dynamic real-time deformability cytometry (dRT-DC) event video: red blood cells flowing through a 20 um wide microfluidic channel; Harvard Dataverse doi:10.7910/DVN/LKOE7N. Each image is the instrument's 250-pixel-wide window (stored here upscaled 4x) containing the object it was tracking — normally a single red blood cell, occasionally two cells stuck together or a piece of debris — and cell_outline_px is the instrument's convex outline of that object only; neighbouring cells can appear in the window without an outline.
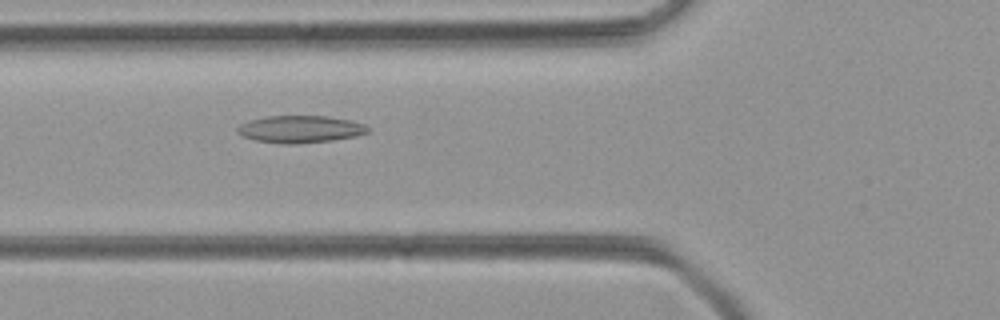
{"species": "common noctule bat (a hibernating species)", "species_latin": "Nyctalus noctula", "temperature_condition": "room temperature", "stored_images_in_passage": 42, "camera_frame_rate_fps": 3000, "um_per_image_px": 0.085, "animal": {"sex": "female", "body_mass_g": 21.9}, "frame": {"image": 1, "passage_image": 11, "time_ms": 3.333, "image_size_px": [1000, 320], "cell_outline_px": [[372, 128], [368, 132], [356, 136], [332, 140], [296, 144], [284, 144], [256, 140], [244, 136], [236, 132], [236, 128], [240, 124], [248, 120], [264, 116], [328, 116], [348, 120], [364, 124]], "centroid_in_image_um": [25.51, 10.97], "position_along_channel_um": 100.3, "area_um2": 20.75}}
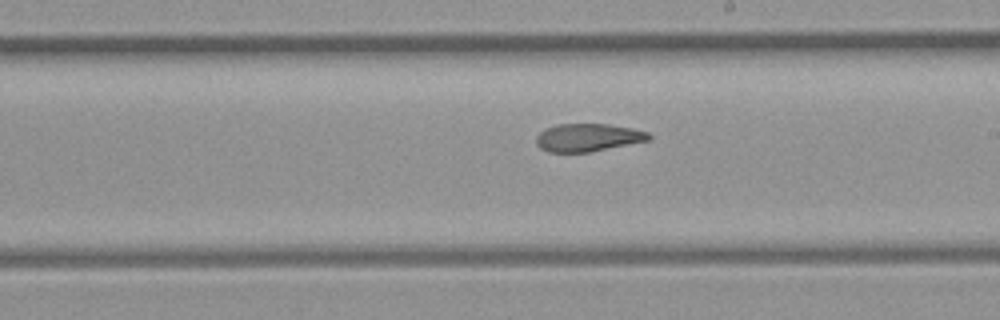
{"frame": {"image": 2, "passage_image": 21, "time_ms": 6.667, "image_size_px": [1000, 320], "cell_outline_px": [[652, 140], [588, 152], [548, 152], [540, 148], [536, 144], [536, 136], [544, 128], [556, 124], [608, 124], [632, 128], [648, 132], [652, 136]], "centroid_in_image_um": [49.97, 11.68], "position_along_channel_um": 239.0, "area_um2": 18.44}}
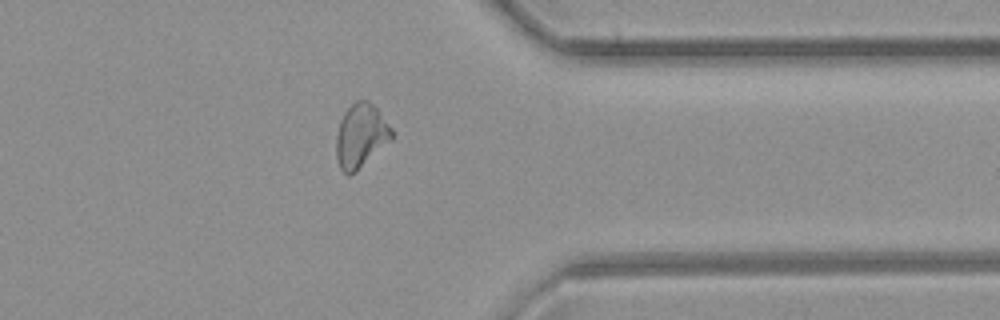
{"frame": {"image": 3, "passage_image": 32, "time_ms": 10.333, "image_size_px": [1000, 320], "cell_outline_px": [[392, 140], [356, 172], [348, 176], [340, 168], [336, 156], [336, 136], [340, 120], [344, 112], [356, 100], [368, 100], [376, 108], [392, 128]], "centroid_in_image_um": [30.66, 11.56], "position_along_channel_um": 380.7, "area_um2": 20.69}}